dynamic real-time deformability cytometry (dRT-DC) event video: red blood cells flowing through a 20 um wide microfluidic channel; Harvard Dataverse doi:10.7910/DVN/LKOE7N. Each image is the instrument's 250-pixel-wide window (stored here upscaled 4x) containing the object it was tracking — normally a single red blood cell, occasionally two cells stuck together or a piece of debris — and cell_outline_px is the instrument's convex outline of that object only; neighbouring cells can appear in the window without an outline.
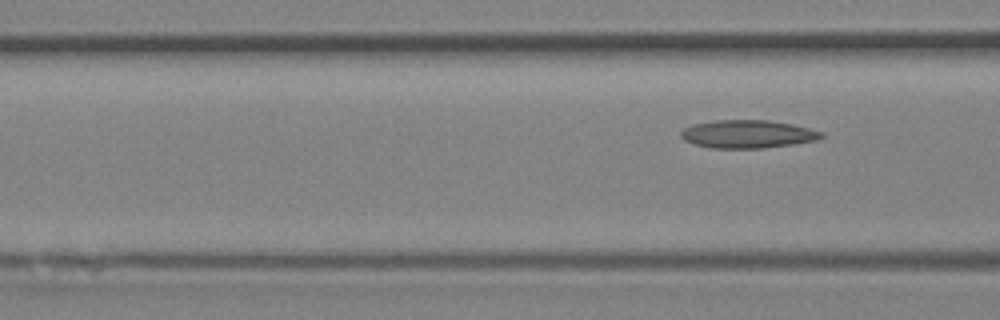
{"species": "Egyptian fruit bat (a non-hibernating species)", "species_latin": "Rousettus aegyptiacus", "temperature_condition": "room temperature", "stored_images_in_passage": 3, "segment_of_instrument_passage": [2, 2], "camera_frame_rate_fps": 3000, "um_per_image_px": 0.085, "animal": {"sex": "female"}, "frame": {"image": 1, "passage_image": 3, "time_ms": 0.667, "image_size_px": [1000, 320], "cell_outline_px": [[824, 136], [816, 140], [792, 144], [764, 148], [708, 148], [692, 144], [684, 140], [680, 136], [680, 132], [684, 128], [692, 124], [716, 120], [768, 120], [792, 124], [824, 132]], "centroid_in_image_um": [63.51, 11.4], "position_along_channel_um": 103.1, "area_um2": 23.06}}